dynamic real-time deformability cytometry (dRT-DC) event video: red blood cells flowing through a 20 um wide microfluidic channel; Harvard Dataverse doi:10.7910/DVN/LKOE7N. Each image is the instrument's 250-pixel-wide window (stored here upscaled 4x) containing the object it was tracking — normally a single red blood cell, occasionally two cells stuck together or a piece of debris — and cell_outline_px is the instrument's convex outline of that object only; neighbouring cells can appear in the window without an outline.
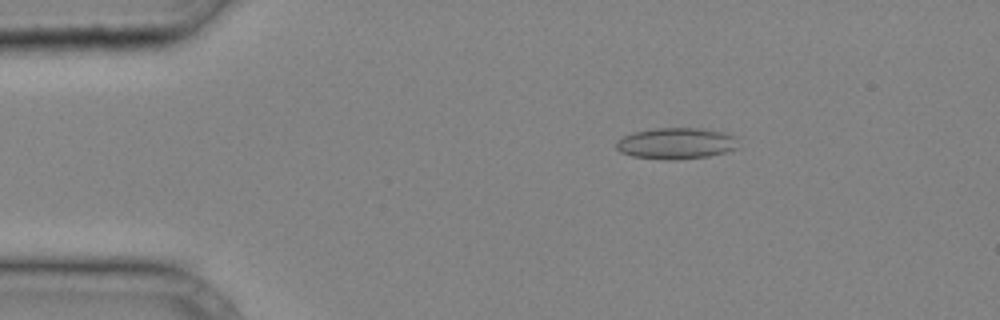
{"species": "common noctule bat (a hibernating species)", "species_latin": "Nyctalus noctula", "temperature_condition": "cold", "stored_images_in_passage": 35, "camera_frame_rate_fps": 3000, "um_per_image_px": 0.085, "animal": {"sex": "male", "body_mass_g": 20.4}, "frame": {"image": 1, "passage_image": 5, "time_ms": 1.333, "image_size_px": [1000, 320], "cell_outline_px": [[740, 148], [708, 156], [676, 160], [668, 160], [632, 156], [620, 152], [616, 148], [616, 140], [632, 132], [656, 128], [696, 128], [724, 132], [732, 136]], "centroid_in_image_um": [57.43, 12.19], "position_along_channel_um": 27.6, "area_um2": 22.2}}
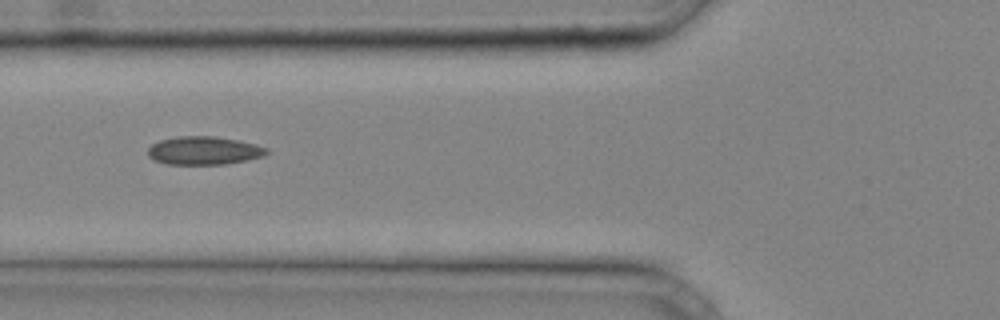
{"frame": {"image": 2, "passage_image": 13, "time_ms": 4.0, "image_size_px": [1000, 320], "cell_outline_px": [[268, 152], [264, 156], [224, 164], [168, 164], [152, 160], [148, 156], [148, 148], [152, 144], [160, 140], [176, 136], [216, 136], [256, 144], [268, 148]], "centroid_in_image_um": [17.3, 12.79], "position_along_channel_um": 108.5, "area_um2": 19.54}}
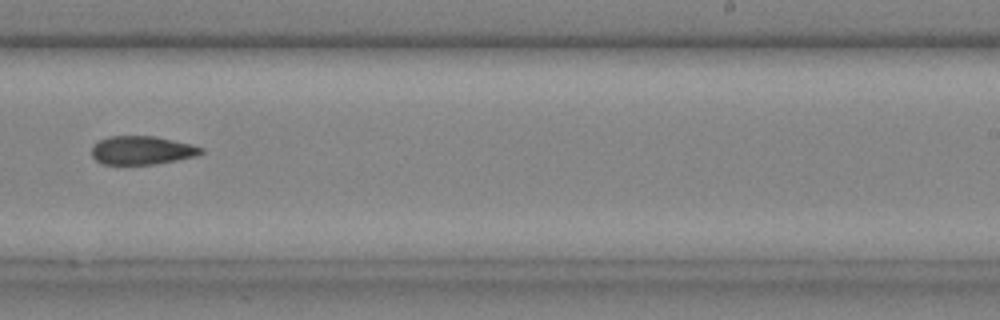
{"frame": {"image": 3, "passage_image": 23, "time_ms": 7.333, "image_size_px": [1000, 320], "cell_outline_px": [[204, 152], [196, 156], [156, 164], [104, 164], [96, 160], [92, 156], [92, 148], [100, 140], [108, 136], [156, 136], [192, 144], [204, 148]], "centroid_in_image_um": [12.1, 12.77], "position_along_channel_um": 276.9, "area_um2": 18.15}}